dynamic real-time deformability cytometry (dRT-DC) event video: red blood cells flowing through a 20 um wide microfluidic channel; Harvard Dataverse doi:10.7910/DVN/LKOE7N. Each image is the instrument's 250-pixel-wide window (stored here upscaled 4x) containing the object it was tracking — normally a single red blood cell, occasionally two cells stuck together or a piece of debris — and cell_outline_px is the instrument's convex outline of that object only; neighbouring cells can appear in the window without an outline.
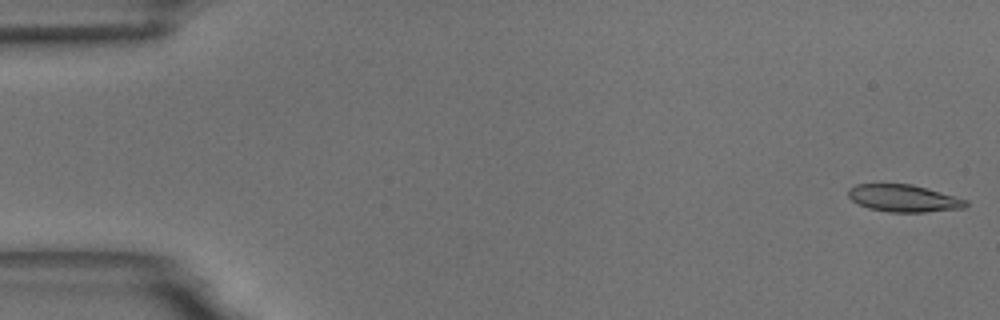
{"species": "common noctule bat (a hibernating species)", "species_latin": "Nyctalus noctula", "temperature_condition": "room temperature", "stored_images_in_passage": 55, "camera_frame_rate_fps": 3000, "um_per_image_px": 0.085, "animal": {"sex": "male", "body_mass_g": 18.8}, "frame": {"image": 1, "passage_image": 1, "time_ms": 0.0, "image_size_px": [1000, 320], "cell_outline_px": [[968, 204], [964, 208], [924, 212], [888, 212], [868, 208], [852, 200], [848, 196], [848, 188], [856, 184], [912, 184], [968, 200]], "centroid_in_image_um": [76.8, 16.85], "position_along_channel_um": 8.2, "area_um2": 18.55}}
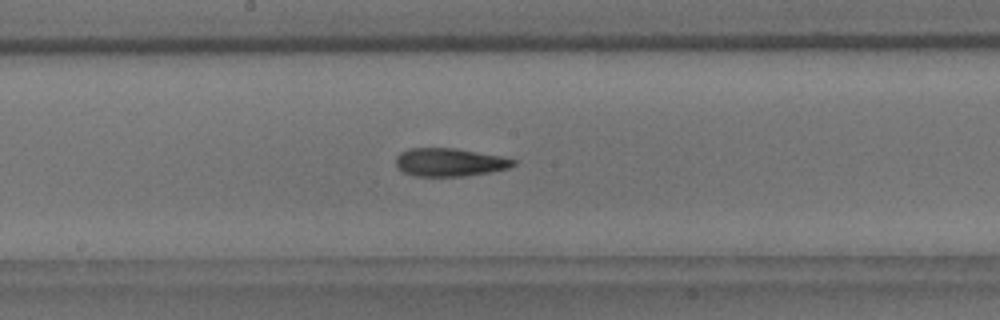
{"frame": {"image": 2, "passage_image": 29, "time_ms": 9.333, "image_size_px": [1000, 320], "cell_outline_px": [[516, 164], [508, 168], [488, 172], [464, 176], [412, 176], [396, 168], [396, 156], [400, 152], [408, 148], [452, 148], [500, 156], [516, 160]], "centroid_in_image_um": [38.16, 13.79], "position_along_channel_um": 210.0, "area_um2": 19.19}}
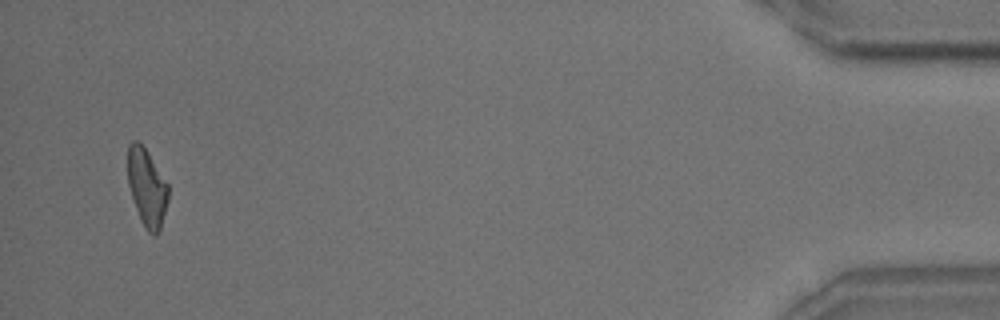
{"frame": {"image": 3, "passage_image": 53, "time_ms": 17.333, "image_size_px": [1000, 320], "cell_outline_px": [[168, 200], [160, 232], [156, 236], [152, 236], [144, 228], [140, 220], [128, 184], [128, 144], [132, 140], [136, 140], [144, 148], [168, 184]], "centroid_in_image_um": [12.49, 16.01], "position_along_channel_um": 422.7, "area_um2": 18.21}, "authors_computed_cell_mechanics": {"area_um2": 19.3052, "velocity_mm_per_s": 3.6724, "shape_relaxation_time_tau1_ms": 5.693, "shape_relaxation_time_tau2_ms": 4.4531, "deformation_change_tau1": 0.1692, "deformation_change_tau2": 0.1365}}